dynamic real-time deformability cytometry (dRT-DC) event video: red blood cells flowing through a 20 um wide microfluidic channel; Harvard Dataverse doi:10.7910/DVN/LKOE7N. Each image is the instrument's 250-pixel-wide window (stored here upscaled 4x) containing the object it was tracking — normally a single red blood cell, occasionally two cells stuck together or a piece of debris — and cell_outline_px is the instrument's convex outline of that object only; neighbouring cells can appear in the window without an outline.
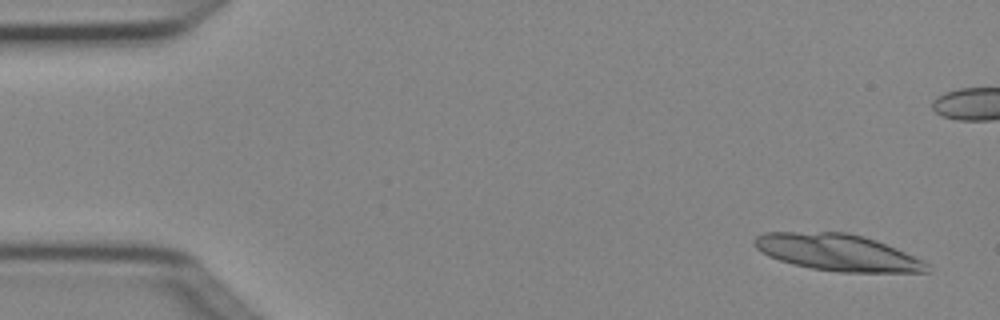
{"species": "Egyptian fruit bat (a non-hibernating species)", "species_latin": "Rousettus aegyptiacus", "temperature_condition": "cold", "stored_images_in_passage": 7, "camera_frame_rate_fps": 3000, "um_per_image_px": 0.085, "animal": {"sex": "female"}, "frame": {"image": 1, "passage_image": 1, "time_ms": 0.0, "image_size_px": [1000, 320], "cell_outline_px": [[932, 272], [840, 272], [812, 268], [780, 260], [768, 256], [756, 248], [752, 244], [752, 240], [756, 236], [764, 232], [848, 232], [864, 236], [876, 240], [896, 248], [928, 264]], "centroid_in_image_um": [71.16, 21.45], "position_along_channel_um": 13.8, "area_um2": 36.7}}
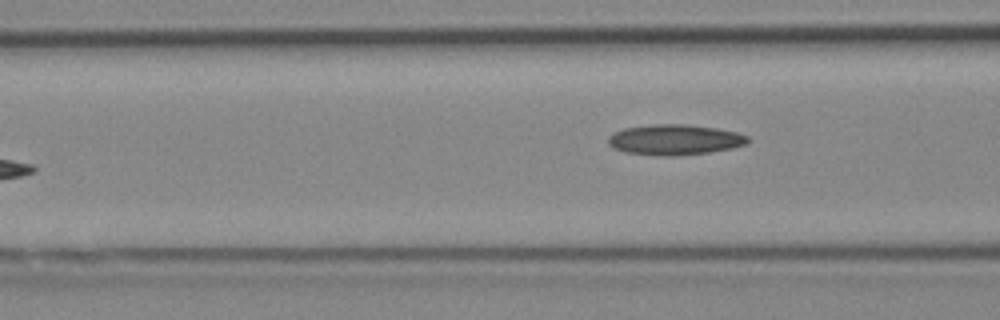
{"frame": {"image": 2, "passage_image": 7, "time_ms": 2.0, "image_size_px": [1000, 320], "cell_outline_px": [[748, 144], [732, 148], [708, 152], [676, 156], [656, 156], [624, 152], [612, 148], [608, 144], [608, 136], [612, 132], [624, 128], [652, 124], [688, 124], [716, 128], [736, 132], [748, 136]], "centroid_in_image_um": [57.31, 11.88], "position_along_channel_um": 109.3, "area_um2": 25.09}}